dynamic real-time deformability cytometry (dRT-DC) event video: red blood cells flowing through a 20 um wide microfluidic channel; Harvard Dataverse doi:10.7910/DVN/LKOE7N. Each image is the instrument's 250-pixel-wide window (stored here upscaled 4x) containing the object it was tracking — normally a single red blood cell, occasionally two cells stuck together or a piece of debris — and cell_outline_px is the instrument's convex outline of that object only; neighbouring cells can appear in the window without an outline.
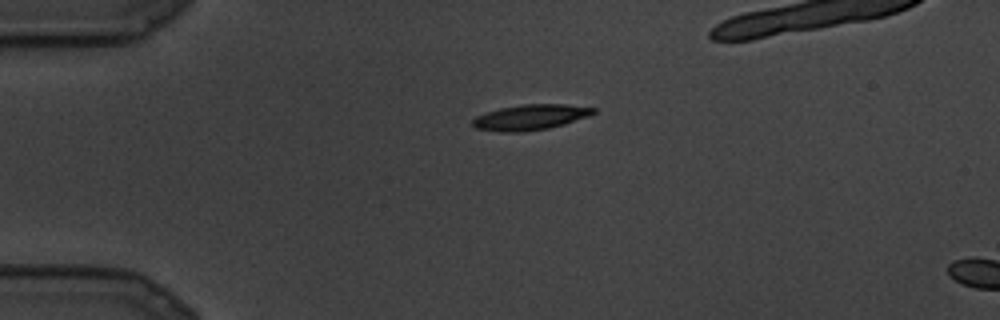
{"species": "common noctule bat (a hibernating species)", "species_latin": "Nyctalus noctula", "temperature_condition": "cold", "stored_images_in_passage": 3, "camera_frame_rate_fps": 3000, "um_per_image_px": 0.085, "animal": {"sex": "male", "body_mass_g": 19.5, "forearm_length_mm": 54.6}, "frame": {"image": 1, "passage_image": 1, "time_ms": 0.0, "image_size_px": [1000, 320], "cell_outline_px": [[596, 112], [588, 116], [564, 124], [548, 128], [524, 132], [500, 132], [476, 128], [472, 124], [472, 120], [476, 116], [484, 112], [500, 108], [524, 104], [564, 104], [596, 108]], "centroid_in_image_um": [45.06, 9.96], "position_along_channel_um": 39.9, "area_um2": 17.92}}